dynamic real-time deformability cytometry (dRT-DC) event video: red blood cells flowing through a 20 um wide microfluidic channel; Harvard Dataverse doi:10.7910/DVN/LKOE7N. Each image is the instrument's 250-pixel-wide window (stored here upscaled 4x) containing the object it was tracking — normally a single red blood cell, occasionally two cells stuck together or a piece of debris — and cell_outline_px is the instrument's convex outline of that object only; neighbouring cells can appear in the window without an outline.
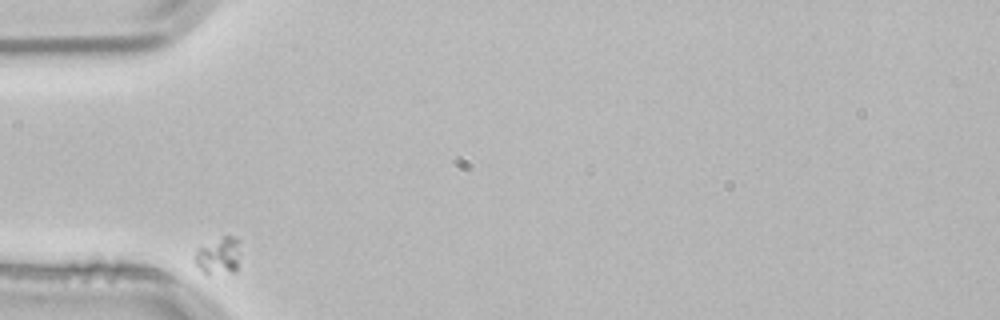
{"species": "common noctule bat (a hibernating species)", "species_latin": "Nyctalus noctula", "temperature_condition": "room temperature", "stored_images_in_passage": 2, "camera_frame_rate_fps": 3000, "um_per_image_px": 0.085, "animal": {"sex": "male", "body_mass_g": 21.5, "forearm_length_mm": 52.0}, "frame": {"image": 1, "passage_image": 1, "time_ms": 0.0, "image_size_px": [1000, 320], "cell_outline_px": [[240, 240], [236, 272], [208, 276], [192, 260], [192, 256], [196, 248], [224, 236], [232, 236]], "centroid_in_image_um": [18.53, 21.77], "position_along_channel_um": 66.5, "area_um2": 10.17}}